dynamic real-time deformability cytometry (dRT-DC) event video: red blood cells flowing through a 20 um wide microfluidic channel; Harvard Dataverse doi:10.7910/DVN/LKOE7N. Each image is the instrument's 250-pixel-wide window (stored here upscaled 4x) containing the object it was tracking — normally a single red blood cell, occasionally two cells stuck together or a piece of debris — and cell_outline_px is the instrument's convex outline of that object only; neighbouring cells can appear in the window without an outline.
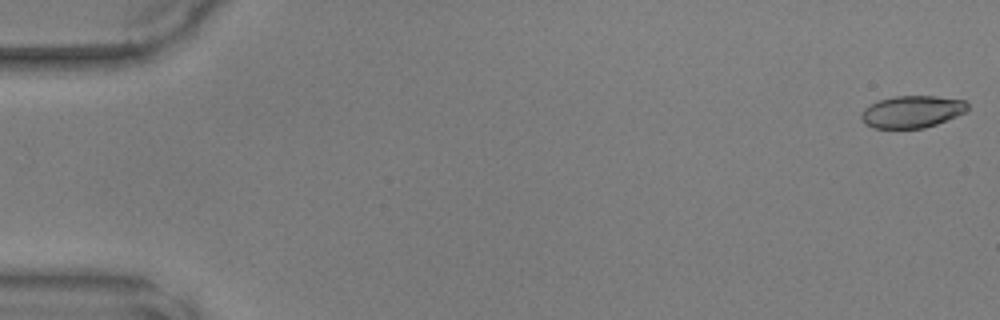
{"species": "common noctule bat (a hibernating species)", "species_latin": "Nyctalus noctula", "temperature_condition": "warm", "stored_images_in_passage": 12, "camera_frame_rate_fps": 3000, "um_per_image_px": 0.085, "animal": {"sex": "male", "body_mass_g": 17.9, "forearm_length_mm": 54.2}, "frame": {"image": 1, "passage_image": 1, "time_ms": 0.0, "image_size_px": [1000, 320], "cell_outline_px": [[968, 108], [964, 112], [956, 116], [936, 124], [924, 128], [872, 128], [864, 124], [860, 120], [860, 116], [864, 108], [876, 100], [896, 96], [936, 96], [964, 100], [968, 104]], "centroid_in_image_um": [77.46, 9.49], "position_along_channel_um": 7.5, "area_um2": 20.0}}